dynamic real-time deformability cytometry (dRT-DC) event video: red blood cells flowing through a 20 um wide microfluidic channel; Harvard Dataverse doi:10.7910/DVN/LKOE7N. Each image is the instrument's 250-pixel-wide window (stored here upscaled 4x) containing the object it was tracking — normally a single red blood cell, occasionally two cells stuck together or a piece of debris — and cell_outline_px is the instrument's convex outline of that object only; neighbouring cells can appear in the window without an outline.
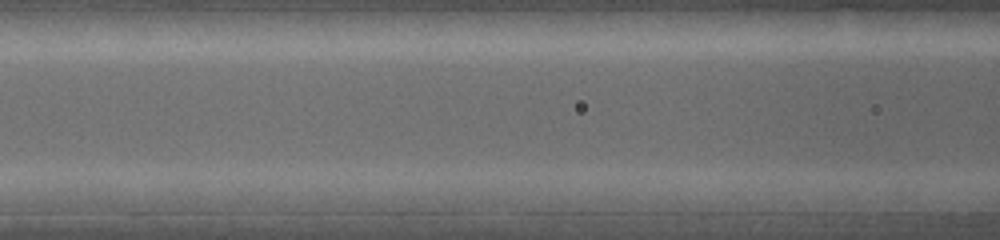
{"species": "common noctule bat (a hibernating species)", "species_latin": "Nyctalus noctula", "temperature_condition": "warm", "stored_images_in_passage": 4, "segment_of_instrument_passage": [2, 2], "camera_frame_rate_fps": 5000, "um_per_image_px": 0.085, "animal": {"sex": "female", "body_mass_g": 19.0, "forearm_length_mm": 53.3}, "frame": {"image": 1, "passage_image": 4, "time_ms": 1.8, "image_size_px": [1000, 240], "cell_outline_px": [[868, 208], [864, 212], [732, 212], [724, 200], [732, 192], [856, 192], [868, 200]], "centroid_in_image_um": [67.71, 17.18], "position_along_channel_um": 98.9, "area_um2": 19.83}}